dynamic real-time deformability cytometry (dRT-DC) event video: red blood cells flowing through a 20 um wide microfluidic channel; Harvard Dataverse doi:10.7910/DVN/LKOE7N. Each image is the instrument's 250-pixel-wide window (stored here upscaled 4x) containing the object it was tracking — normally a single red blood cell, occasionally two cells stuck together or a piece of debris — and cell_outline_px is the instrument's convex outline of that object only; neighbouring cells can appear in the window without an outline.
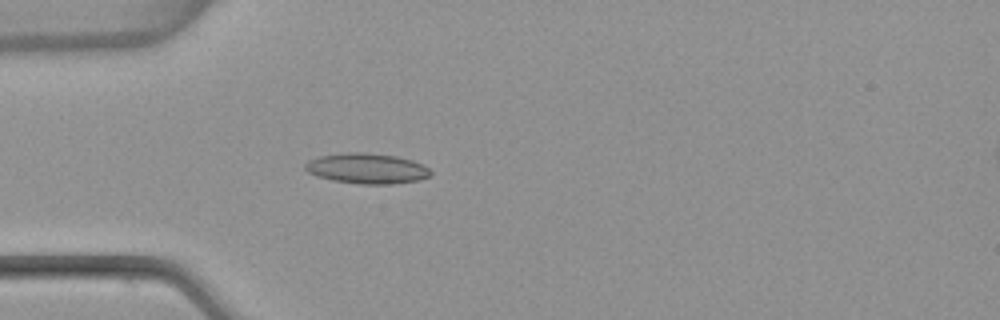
{"species": "common noctule bat (a hibernating species)", "species_latin": "Nyctalus noctula", "temperature_condition": "warm", "stored_images_in_passage": 5, "camera_frame_rate_fps": 3000, "um_per_image_px": 0.085, "animal": {"sex": "female", "body_mass_g": 22.7, "forearm_length_mm": 54.2}, "frame": {"image": 1, "passage_image": 5, "time_ms": 1.333, "image_size_px": [1000, 320], "cell_outline_px": [[432, 176], [416, 180], [392, 184], [360, 184], [332, 180], [316, 176], [308, 172], [304, 168], [304, 164], [308, 160], [320, 156], [348, 152], [368, 152], [396, 156], [412, 160], [424, 164], [432, 172]], "centroid_in_image_um": [31.19, 14.31], "position_along_channel_um": 53.8, "area_um2": 22.37}}